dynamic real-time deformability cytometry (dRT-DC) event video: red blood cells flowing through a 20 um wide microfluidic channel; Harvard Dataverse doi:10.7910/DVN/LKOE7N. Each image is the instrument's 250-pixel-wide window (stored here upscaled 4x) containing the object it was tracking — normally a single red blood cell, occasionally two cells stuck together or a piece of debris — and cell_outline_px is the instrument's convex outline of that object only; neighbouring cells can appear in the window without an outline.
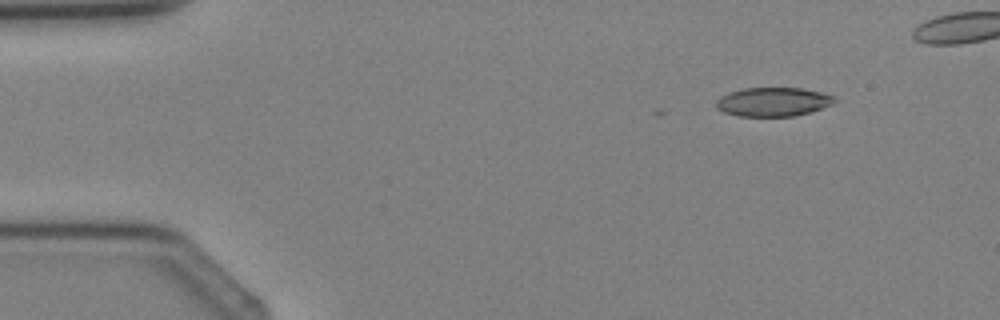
{"species": "Egyptian fruit bat (a non-hibernating species)", "species_latin": "Rousettus aegyptiacus", "temperature_condition": "cold", "stored_images_in_passage": 4, "segment_of_instrument_passage": [2, 2], "camera_frame_rate_fps": 3000, "um_per_image_px": 0.085, "animal": {"sex": "female"}, "frame": {"image": 1, "passage_image": 4, "time_ms": 3.333, "image_size_px": [1000, 320], "cell_outline_px": [[836, 100], [832, 104], [812, 112], [792, 116], [740, 116], [724, 112], [716, 108], [716, 100], [720, 96], [728, 92], [744, 88], [804, 88], [820, 92], [832, 96]], "centroid_in_image_um": [65.69, 8.65], "position_along_channel_um": 19.3, "area_um2": 19.94}}